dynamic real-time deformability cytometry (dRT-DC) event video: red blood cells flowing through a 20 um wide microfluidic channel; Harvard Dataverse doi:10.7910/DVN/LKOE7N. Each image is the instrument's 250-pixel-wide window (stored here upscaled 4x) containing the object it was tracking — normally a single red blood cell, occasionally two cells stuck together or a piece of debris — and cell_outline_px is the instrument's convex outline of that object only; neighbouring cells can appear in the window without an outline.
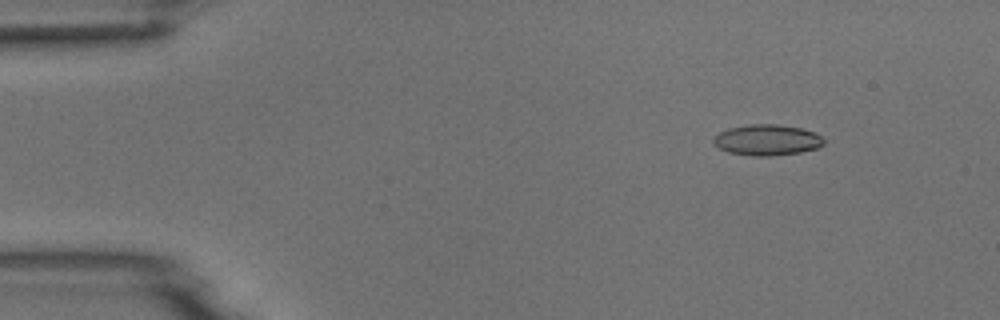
{"species": "common noctule bat (a hibernating species)", "species_latin": "Nyctalus noctula", "temperature_condition": "room temperature", "stored_images_in_passage": 6, "camera_frame_rate_fps": 3000, "um_per_image_px": 0.085, "animal": {"sex": "male", "body_mass_g": 18.8}, "frame": {"image": 1, "passage_image": 2, "time_ms": 2.0, "image_size_px": [1000, 320], "cell_outline_px": [[824, 144], [816, 148], [800, 152], [772, 156], [752, 156], [728, 152], [712, 144], [712, 136], [728, 128], [748, 124], [780, 124], [800, 128], [812, 132], [820, 136], [824, 140]], "centroid_in_image_um": [65.14, 11.9], "position_along_channel_um": 19.9, "area_um2": 19.94}}
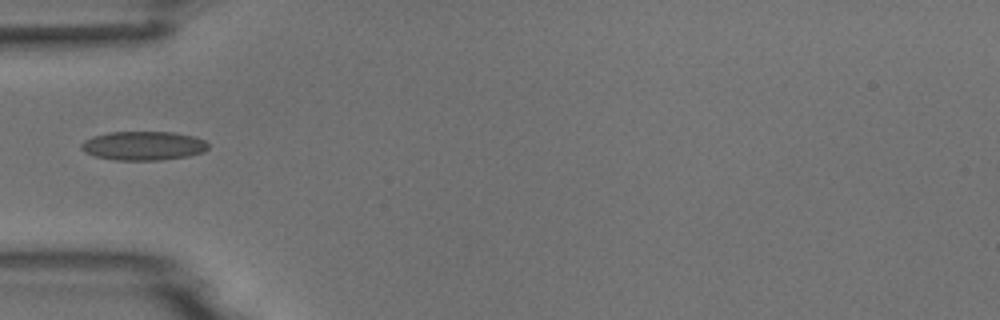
{"frame": {"image": 2, "passage_image": 5, "time_ms": 5.667, "image_size_px": [1000, 320], "cell_outline_px": [[208, 148], [204, 152], [188, 156], [160, 160], [116, 160], [96, 156], [84, 152], [80, 148], [80, 144], [84, 140], [92, 136], [108, 132], [172, 132], [196, 136], [204, 140], [208, 144]], "centroid_in_image_um": [12.18, 12.38], "position_along_channel_um": 72.8, "area_um2": 21.56}}